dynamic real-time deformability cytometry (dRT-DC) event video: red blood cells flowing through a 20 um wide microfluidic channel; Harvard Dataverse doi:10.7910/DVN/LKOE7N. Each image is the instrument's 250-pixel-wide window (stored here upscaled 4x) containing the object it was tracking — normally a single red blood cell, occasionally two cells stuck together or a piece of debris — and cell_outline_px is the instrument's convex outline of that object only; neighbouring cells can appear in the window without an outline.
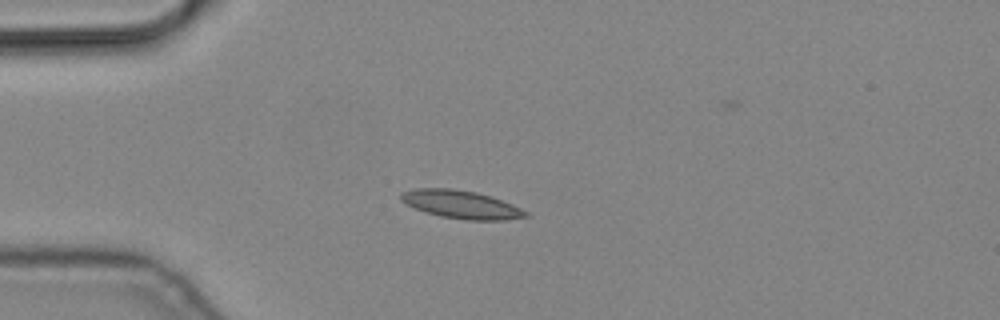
{"species": "common noctule bat (a hibernating species)", "species_latin": "Nyctalus noctula", "temperature_condition": "cold", "stored_images_in_passage": 8, "camera_frame_rate_fps": 3000, "um_per_image_px": 0.085, "animal": {"sex": "male", "body_mass_g": 19.2, "forearm_length_mm": 51.8}, "frame": {"image": 1, "passage_image": 4, "time_ms": 1.0, "image_size_px": [1000, 320], "cell_outline_px": [[528, 216], [504, 220], [468, 220], [440, 216], [424, 212], [400, 200], [400, 192], [416, 188], [452, 188], [476, 192], [492, 196], [512, 204], [528, 212]], "centroid_in_image_um": [39.19, 17.37], "position_along_channel_um": 45.8, "area_um2": 20.4}}
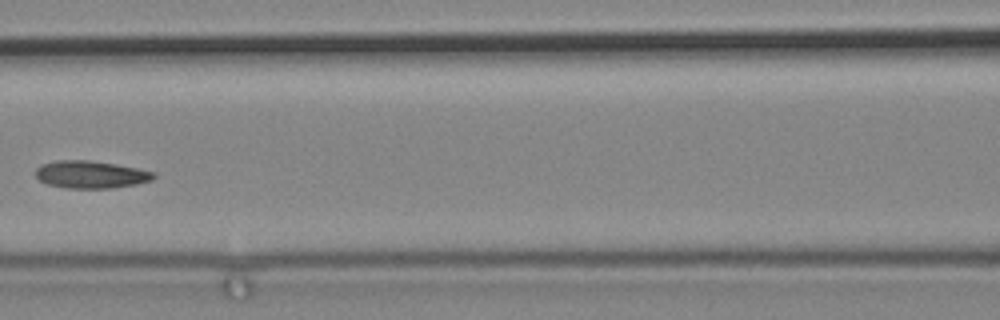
{"frame": {"image": 2, "passage_image": 7, "time_ms": 2.0, "image_size_px": [1000, 320], "cell_outline_px": [[156, 176], [152, 180], [136, 184], [112, 188], [64, 188], [48, 184], [40, 180], [36, 176], [36, 168], [40, 164], [56, 160], [88, 160], [116, 164], [156, 172]], "centroid_in_image_um": [7.71, 14.83], "position_along_channel_um": 158.9, "area_um2": 18.96}}
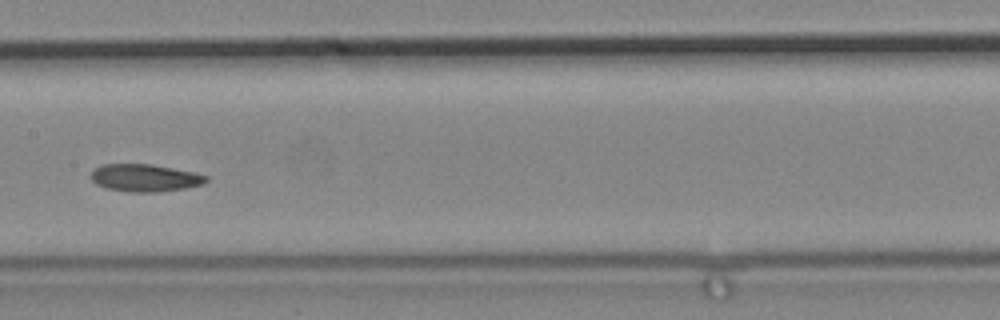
{"frame": {"image": 3, "passage_image": 8, "time_ms": 2.333, "image_size_px": [1000, 320], "cell_outline_px": [[208, 180], [204, 184], [184, 188], [156, 192], [128, 192], [104, 188], [96, 184], [88, 176], [96, 168], [104, 164], [152, 164], [192, 172], [208, 176]], "centroid_in_image_um": [12.28, 15.12], "position_along_channel_um": 195.1, "area_um2": 18.44}}